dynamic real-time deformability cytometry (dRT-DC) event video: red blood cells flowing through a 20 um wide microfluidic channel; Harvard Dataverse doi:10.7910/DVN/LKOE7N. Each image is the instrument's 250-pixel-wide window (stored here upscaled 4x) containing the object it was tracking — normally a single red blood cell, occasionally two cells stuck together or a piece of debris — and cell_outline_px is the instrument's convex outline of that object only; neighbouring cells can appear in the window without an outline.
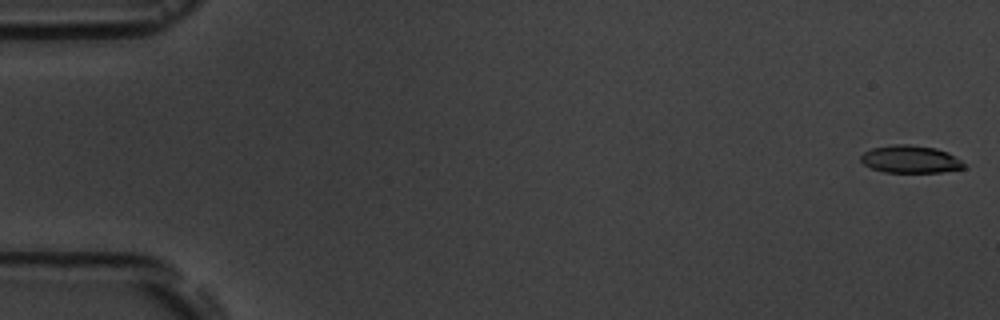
{"species": "common noctule bat (a hibernating species)", "species_latin": "Nyctalus noctula", "temperature_condition": "room temperature", "stored_images_in_passage": 6, "camera_frame_rate_fps": 3000, "um_per_image_px": 0.085, "animal": {"sex": "male", "body_mass_g": 19.5, "forearm_length_mm": 54.6}, "frame": {"image": 1, "passage_image": 1, "time_ms": 0.0, "image_size_px": [1000, 320], "cell_outline_px": [[968, 168], [944, 172], [884, 172], [872, 168], [864, 164], [860, 160], [860, 156], [864, 152], [872, 148], [892, 144], [908, 144], [936, 148], [948, 152], [960, 160]], "centroid_in_image_um": [77.4, 13.53], "position_along_channel_um": 7.6, "area_um2": 16.65}}
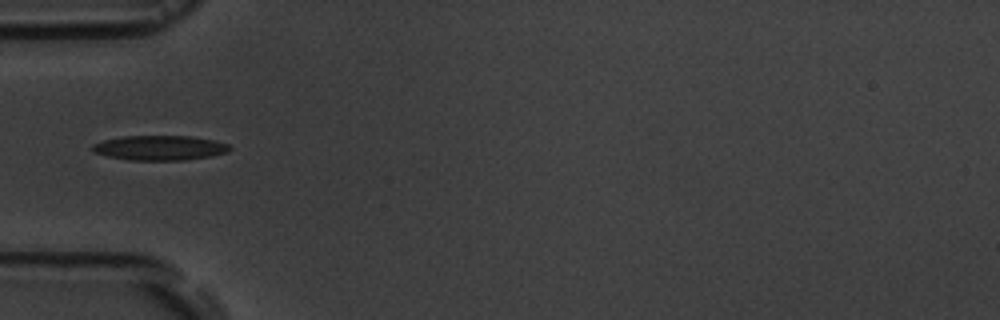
{"frame": {"image": 2, "passage_image": 5, "time_ms": 5.667, "image_size_px": [1000, 320], "cell_outline_px": [[232, 148], [228, 152], [212, 156], [184, 160], [128, 160], [108, 156], [92, 152], [92, 144], [104, 140], [124, 136], [192, 136], [212, 140], [228, 144]], "centroid_in_image_um": [13.58, 12.57], "position_along_channel_um": 71.4, "area_um2": 19.83}}
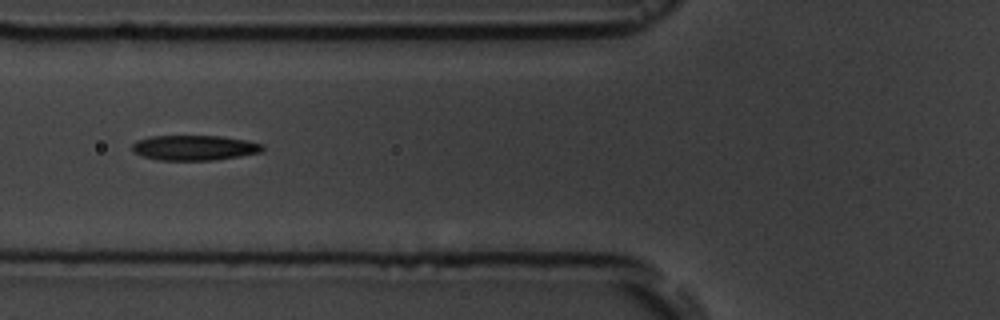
{"frame": {"image": 3, "passage_image": 6, "time_ms": 6.667, "image_size_px": [1000, 320], "cell_outline_px": [[264, 148], [260, 152], [240, 156], [216, 160], [156, 160], [140, 156], [132, 152], [132, 144], [136, 140], [152, 136], [220, 136], [248, 140], [264, 144]], "centroid_in_image_um": [16.5, 12.56], "position_along_channel_um": 109.3, "area_um2": 19.31}}